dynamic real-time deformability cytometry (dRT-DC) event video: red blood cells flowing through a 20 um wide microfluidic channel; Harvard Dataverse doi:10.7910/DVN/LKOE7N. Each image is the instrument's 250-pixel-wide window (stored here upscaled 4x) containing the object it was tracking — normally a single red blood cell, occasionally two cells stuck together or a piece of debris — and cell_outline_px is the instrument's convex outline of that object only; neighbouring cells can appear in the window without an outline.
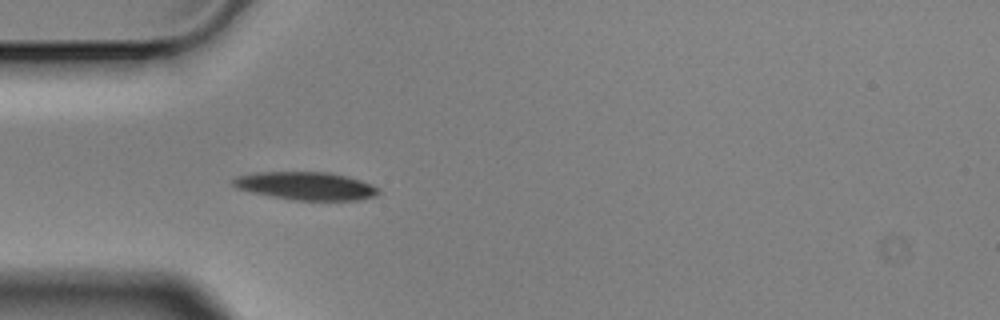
{"species": "Egyptian fruit bat (a non-hibernating species)", "species_latin": "Rousettus aegyptiacus", "temperature_condition": "cold", "stored_images_in_passage": 4, "camera_frame_rate_fps": 3000, "um_per_image_px": 0.085, "animal": {"sex": "male"}, "frame": {"image": 1, "passage_image": 4, "time_ms": 1.0, "image_size_px": [1000, 320], "cell_outline_px": [[380, 192], [372, 196], [356, 200], [296, 200], [272, 196], [252, 192], [236, 188], [232, 184], [232, 180], [236, 176], [256, 172], [328, 172], [348, 176], [360, 180], [376, 188]], "centroid_in_image_um": [25.94, 15.79], "position_along_channel_um": 59.1, "area_um2": 23.41}}